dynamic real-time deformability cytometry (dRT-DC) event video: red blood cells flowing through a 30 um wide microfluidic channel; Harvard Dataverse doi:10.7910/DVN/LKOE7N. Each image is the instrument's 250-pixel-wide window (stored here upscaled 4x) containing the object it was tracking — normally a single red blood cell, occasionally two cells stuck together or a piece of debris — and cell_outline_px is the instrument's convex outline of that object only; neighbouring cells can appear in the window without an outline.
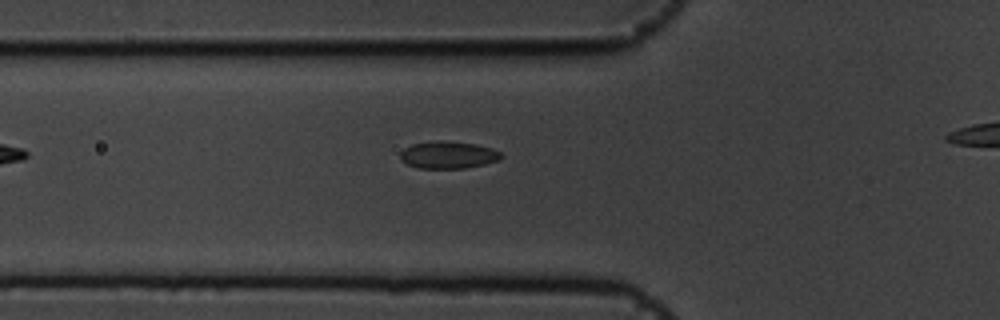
{"species": "common noctule bat (a hibernating species)", "species_latin": "Nyctalus noctula", "temperature_condition": "cold", "stored_images_in_passage": 6, "segment_of_instrument_passage": [1, 2], "camera_frame_rate_fps": 3000, "um_per_image_px": 0.085, "animal": {"sex": "male", "body_mass_g": 19.5, "forearm_length_mm": 54.6}, "frame": {"image": 1, "passage_image": 5, "time_ms": 1.333, "image_size_px": [1000, 320], "cell_outline_px": [[504, 156], [500, 160], [484, 164], [464, 168], [416, 168], [400, 160], [400, 152], [404, 148], [412, 144], [440, 140], [476, 144], [492, 148], [500, 152]], "centroid_in_image_um": [38.1, 13.17], "position_along_channel_um": 87.7, "area_um2": 16.07}}